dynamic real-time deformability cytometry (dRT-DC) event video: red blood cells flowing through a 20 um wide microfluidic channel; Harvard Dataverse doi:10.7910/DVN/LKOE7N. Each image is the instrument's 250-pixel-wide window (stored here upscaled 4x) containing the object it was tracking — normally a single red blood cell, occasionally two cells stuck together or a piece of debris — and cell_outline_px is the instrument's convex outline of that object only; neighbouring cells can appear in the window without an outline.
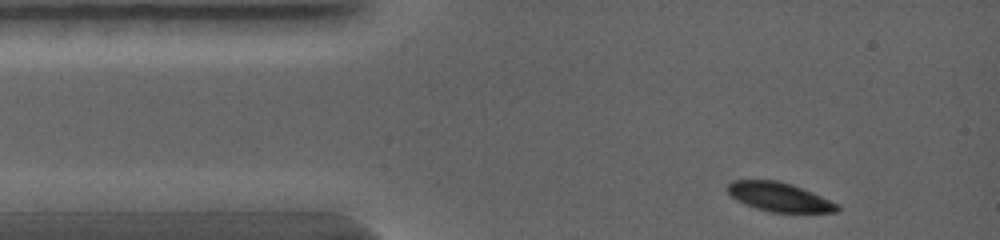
{"species": "common noctule bat (a hibernating species)", "species_latin": "Nyctalus noctula", "temperature_condition": "warm", "stored_images_in_passage": 9, "camera_frame_rate_fps": 5000, "um_per_image_px": 0.085, "animal": {"sex": "female", "body_mass_g": 19.0, "forearm_length_mm": 56.7}, "frame": {"image": 1, "passage_image": 1, "time_ms": 0.0, "image_size_px": [1000, 240], "cell_outline_px": [[840, 208], [836, 212], [772, 212], [756, 208], [736, 200], [728, 192], [728, 184], [732, 180], [776, 180], [792, 184], [840, 204]], "centroid_in_image_um": [66.25, 16.74], "position_along_channel_um": 18.7, "area_um2": 18.38}}
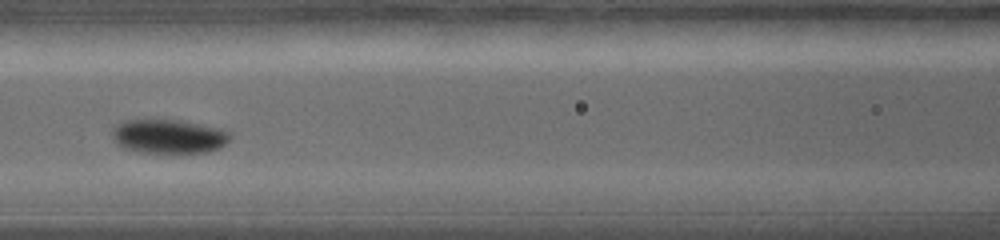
{"frame": {"image": 2, "passage_image": 7, "time_ms": 2.8, "image_size_px": [1000, 240], "cell_outline_px": [[232, 136], [220, 148], [208, 152], [140, 152], [124, 148], [116, 144], [112, 136], [112, 124], [124, 120], [176, 120], [220, 128], [228, 132]], "centroid_in_image_um": [14.28, 11.58], "position_along_channel_um": 152.3, "area_um2": 23.35}}
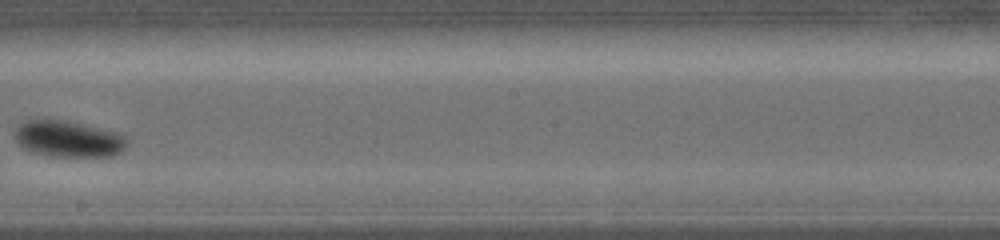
{"frame": {"image": 3, "passage_image": 9, "time_ms": 4.2, "image_size_px": [1000, 240], "cell_outline_px": [[128, 144], [120, 152], [112, 156], [48, 156], [32, 152], [24, 148], [16, 140], [16, 124], [28, 120], [48, 116], [68, 120], [116, 132], [124, 136], [128, 140]], "centroid_in_image_um": [5.77, 11.76], "position_along_channel_um": 242.4, "area_um2": 24.28}}